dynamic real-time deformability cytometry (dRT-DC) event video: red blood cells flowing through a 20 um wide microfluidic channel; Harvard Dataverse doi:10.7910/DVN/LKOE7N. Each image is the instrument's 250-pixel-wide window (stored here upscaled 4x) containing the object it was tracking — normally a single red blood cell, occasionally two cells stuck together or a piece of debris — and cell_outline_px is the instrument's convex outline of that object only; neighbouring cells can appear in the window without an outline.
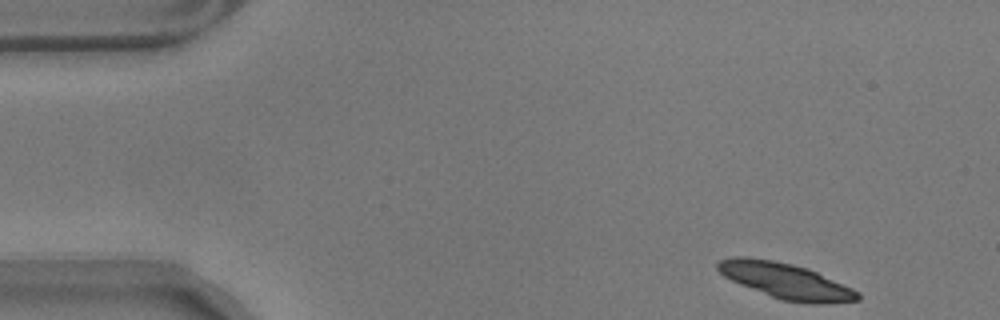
{"species": "common noctule bat (a hibernating species)", "species_latin": "Nyctalus noctula", "temperature_condition": "warm", "stored_images_in_passage": 52, "segment_of_instrument_passage": [1, 2], "camera_frame_rate_fps": 3000, "um_per_image_px": 0.085, "animal": {"sex": "male", "body_mass_g": 17.9}, "frame": {"image": 1, "passage_image": 1, "time_ms": 0.0, "image_size_px": [1000, 320], "cell_outline_px": [[860, 300], [824, 304], [808, 304], [780, 300], [740, 284], [724, 276], [716, 268], [716, 264], [720, 260], [732, 256], [744, 256], [772, 260], [792, 264], [808, 268], [852, 288], [860, 292]], "centroid_in_image_um": [66.79, 23.88], "position_along_channel_um": 18.2, "area_um2": 29.19}}